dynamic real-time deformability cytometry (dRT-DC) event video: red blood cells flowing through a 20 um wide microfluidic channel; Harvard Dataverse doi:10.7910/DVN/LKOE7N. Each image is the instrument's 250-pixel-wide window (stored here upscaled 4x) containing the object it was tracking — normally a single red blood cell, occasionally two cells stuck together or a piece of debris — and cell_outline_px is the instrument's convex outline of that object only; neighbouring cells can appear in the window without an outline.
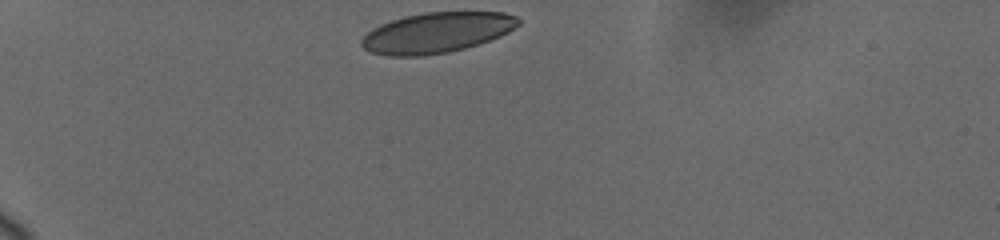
{"species": "human", "species_latin": "Homo sapiens", "temperature_condition": "cold", "stored_images_in_passage": 8, "camera_frame_rate_fps": 3000, "um_per_image_px": 0.085, "donor": {"sex": "female"}, "frame": {"image": 1, "passage_image": 1, "time_ms": 0.0, "image_size_px": [1000, 240], "cell_outline_px": [[520, 24], [508, 32], [500, 36], [464, 48], [448, 52], [420, 56], [388, 56], [372, 52], [364, 48], [360, 44], [360, 40], [372, 28], [380, 24], [404, 16], [424, 12], [504, 12], [516, 16], [520, 20]], "centroid_in_image_um": [37.11, 2.77], "position_along_channel_um": 47.9, "area_um2": 36.82}}